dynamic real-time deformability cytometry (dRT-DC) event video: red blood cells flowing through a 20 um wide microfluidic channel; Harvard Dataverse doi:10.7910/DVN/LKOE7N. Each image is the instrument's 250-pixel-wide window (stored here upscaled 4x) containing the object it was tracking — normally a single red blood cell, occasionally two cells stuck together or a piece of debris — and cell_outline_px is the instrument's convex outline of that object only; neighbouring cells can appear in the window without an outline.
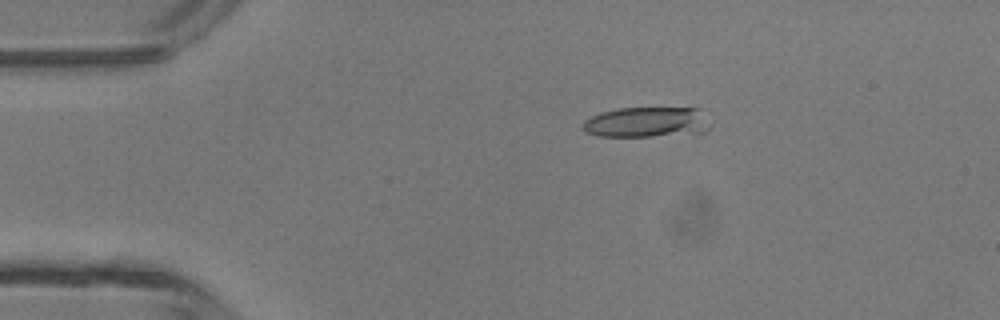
{"species": "common noctule bat (a hibernating species)", "species_latin": "Nyctalus noctula", "temperature_condition": "room temperature", "stored_images_in_passage": 10, "camera_frame_rate_fps": 3000, "um_per_image_px": 0.085, "animal": {"sex": "male", "body_mass_g": 13.3}, "frame": {"image": 1, "passage_image": 3, "time_ms": 0.667, "image_size_px": [1000, 320], "cell_outline_px": [[712, 124], [704, 132], [648, 136], [600, 136], [588, 132], [584, 128], [584, 120], [592, 116], [604, 112], [620, 108], [704, 108]], "centroid_in_image_um": [55.1, 10.37], "position_along_channel_um": 29.9, "area_um2": 22.48}}
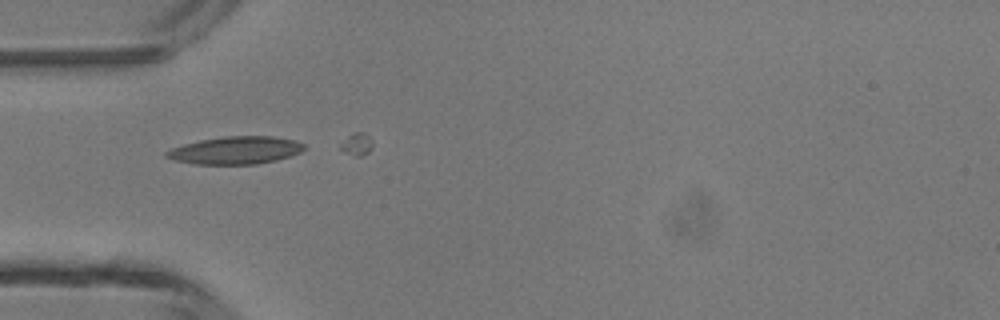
{"frame": {"image": 2, "passage_image": 9, "time_ms": 2.667, "image_size_px": [1000, 320], "cell_outline_px": [[304, 148], [300, 152], [292, 156], [276, 160], [256, 164], [196, 164], [176, 160], [164, 156], [164, 152], [172, 148], [184, 144], [200, 140], [224, 136], [272, 136], [296, 140], [304, 144]], "centroid_in_image_um": [20.04, 12.77], "position_along_channel_um": 65.0, "area_um2": 22.14}}